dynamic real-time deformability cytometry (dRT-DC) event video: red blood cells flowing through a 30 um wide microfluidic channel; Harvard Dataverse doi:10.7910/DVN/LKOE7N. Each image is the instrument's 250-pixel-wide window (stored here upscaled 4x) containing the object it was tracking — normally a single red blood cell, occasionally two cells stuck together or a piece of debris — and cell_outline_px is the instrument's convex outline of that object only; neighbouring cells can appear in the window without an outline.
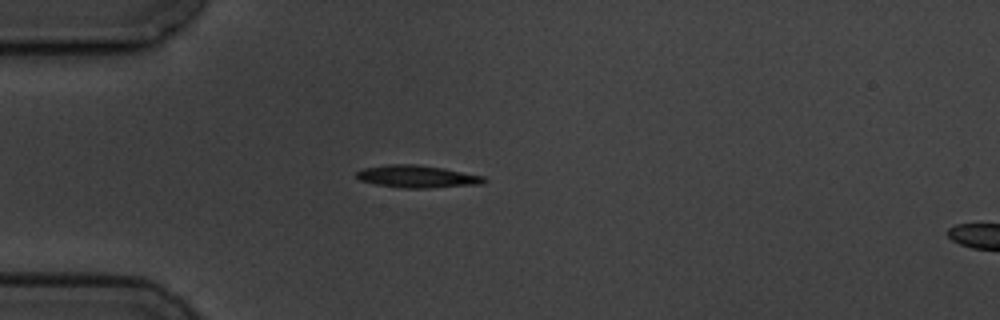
{"species": "common noctule bat (a hibernating species)", "species_latin": "Nyctalus noctula", "temperature_condition": "cold", "stored_images_in_passage": 5, "segment_of_instrument_passage": [1, 2], "camera_frame_rate_fps": 3000, "um_per_image_px": 0.085, "animal": {"sex": "male", "body_mass_g": 19.5, "forearm_length_mm": 54.6}, "frame": {"image": 1, "passage_image": 4, "time_ms": 3.333, "image_size_px": [1000, 320], "cell_outline_px": [[488, 180], [484, 184], [428, 188], [404, 188], [376, 184], [360, 180], [356, 176], [356, 172], [364, 168], [388, 164], [416, 164], [444, 168], [484, 176]], "centroid_in_image_um": [35.51, 15.0], "position_along_channel_um": 49.5, "area_um2": 16.7}}